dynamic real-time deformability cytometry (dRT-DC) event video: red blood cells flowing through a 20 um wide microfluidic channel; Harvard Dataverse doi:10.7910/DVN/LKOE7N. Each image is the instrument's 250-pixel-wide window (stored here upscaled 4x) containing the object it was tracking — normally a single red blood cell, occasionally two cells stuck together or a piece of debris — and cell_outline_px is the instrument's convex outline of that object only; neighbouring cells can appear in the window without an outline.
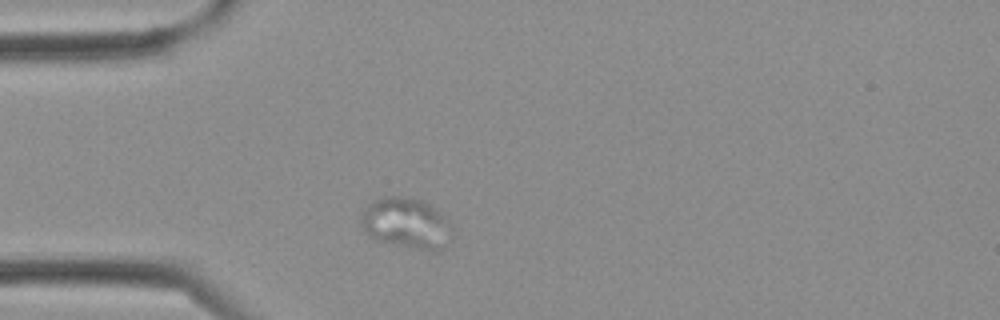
{"species": "Egyptian fruit bat (a non-hibernating species)", "species_latin": "Rousettus aegyptiacus", "temperature_condition": "cold", "stored_images_in_passage": 3, "camera_frame_rate_fps": 3000, "um_per_image_px": 0.085, "frame": {"image": 1, "passage_image": 3, "time_ms": 0.667, "image_size_px": [1000, 320], "cell_outline_px": [[452, 236], [444, 248], [436, 252], [432, 252], [376, 240], [368, 236], [360, 224], [360, 212], [368, 204], [384, 196], [400, 196], [420, 200], [428, 204], [448, 220], [452, 228]], "centroid_in_image_um": [34.52, 19.0], "position_along_channel_um": 50.5, "area_um2": 27.11}}